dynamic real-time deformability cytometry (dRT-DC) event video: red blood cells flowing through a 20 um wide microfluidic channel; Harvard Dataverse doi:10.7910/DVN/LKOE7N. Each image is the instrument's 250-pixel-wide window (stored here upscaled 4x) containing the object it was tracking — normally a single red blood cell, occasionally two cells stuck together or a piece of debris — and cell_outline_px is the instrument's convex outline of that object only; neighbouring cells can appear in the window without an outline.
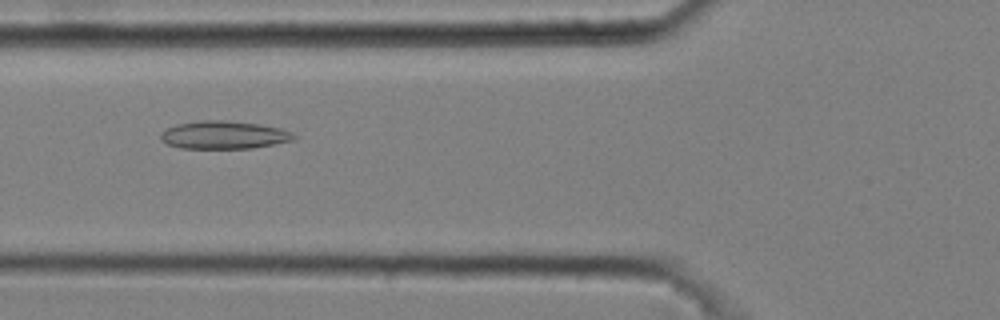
{"species": "common noctule bat (a hibernating species)", "species_latin": "Nyctalus noctula", "temperature_condition": "cold", "stored_images_in_passage": 4, "camera_frame_rate_fps": 3000, "um_per_image_px": 0.085, "animal": {"sex": "male", "body_mass_g": 20.4}, "frame": {"image": 1, "passage_image": 2, "time_ms": 0.333, "image_size_px": [1000, 320], "cell_outline_px": [[296, 140], [252, 148], [180, 148], [168, 144], [160, 140], [160, 132], [164, 128], [176, 124], [200, 120], [224, 120], [260, 124], [280, 128], [292, 132], [296, 136]], "centroid_in_image_um": [19.01, 11.46], "position_along_channel_um": 106.8, "area_um2": 21.91}}
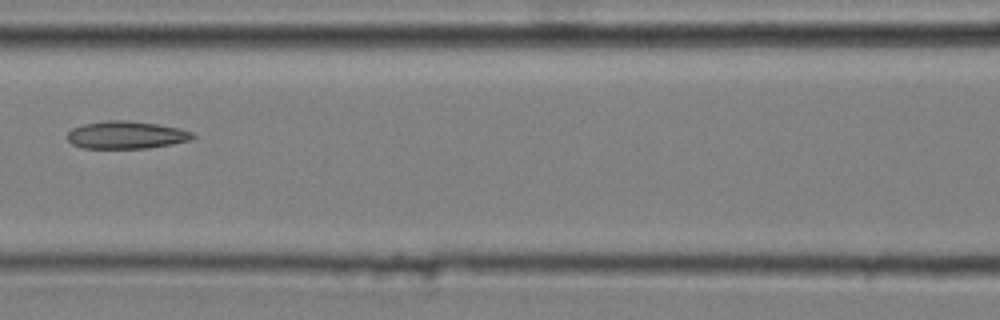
{"frame": {"image": 2, "passage_image": 3, "time_ms": 0.667, "image_size_px": [1000, 320], "cell_outline_px": [[196, 136], [192, 140], [172, 144], [148, 148], [84, 148], [72, 144], [68, 140], [68, 132], [72, 128], [84, 124], [108, 120], [128, 120], [156, 124], [180, 128], [192, 132]], "centroid_in_image_um": [10.76, 11.47], "position_along_channel_um": 155.8, "area_um2": 20.17}}
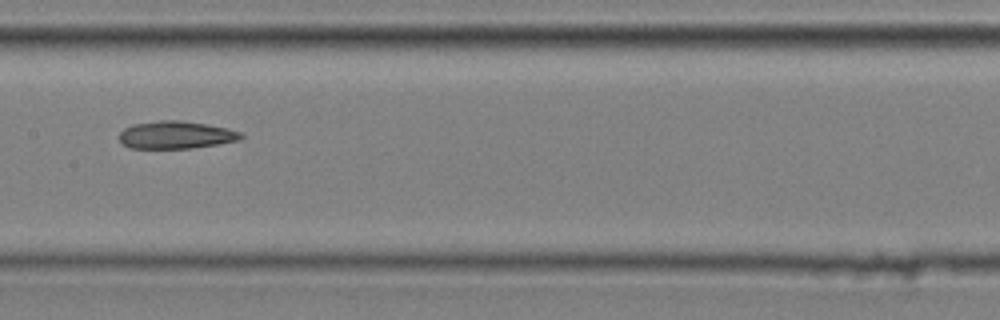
{"frame": {"image": 3, "passage_image": 4, "time_ms": 1.0, "image_size_px": [1000, 320], "cell_outline_px": [[244, 136], [240, 140], [192, 148], [128, 148], [120, 140], [120, 132], [124, 128], [132, 124], [160, 120], [180, 120], [208, 124], [228, 128], [240, 132]], "centroid_in_image_um": [14.96, 11.46], "position_along_channel_um": 192.4, "area_um2": 19.59}}